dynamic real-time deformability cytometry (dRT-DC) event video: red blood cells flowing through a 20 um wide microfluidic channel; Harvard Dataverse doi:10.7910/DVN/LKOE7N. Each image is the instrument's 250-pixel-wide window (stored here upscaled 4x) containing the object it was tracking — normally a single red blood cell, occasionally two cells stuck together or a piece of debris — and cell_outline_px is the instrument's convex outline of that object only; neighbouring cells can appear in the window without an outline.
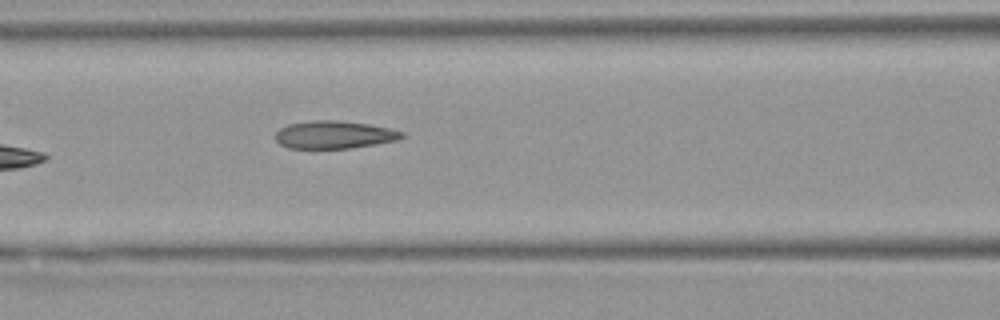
{"species": "Egyptian fruit bat (a non-hibernating species)", "species_latin": "Rousettus aegyptiacus", "temperature_condition": "warm", "stored_images_in_passage": 7, "segment_of_instrument_passage": [1, 2], "camera_frame_rate_fps": 3000, "um_per_image_px": 0.085, "animal": {"sex": "female"}, "frame": {"image": 1, "passage_image": 6, "time_ms": 6.667, "image_size_px": [1000, 320], "cell_outline_px": [[404, 136], [396, 140], [376, 144], [348, 148], [288, 148], [280, 144], [276, 140], [276, 132], [280, 128], [288, 124], [312, 120], [336, 120], [368, 124], [388, 128], [404, 132]], "centroid_in_image_um": [28.38, 11.45], "position_along_channel_um": 138.2, "area_um2": 20.29}}